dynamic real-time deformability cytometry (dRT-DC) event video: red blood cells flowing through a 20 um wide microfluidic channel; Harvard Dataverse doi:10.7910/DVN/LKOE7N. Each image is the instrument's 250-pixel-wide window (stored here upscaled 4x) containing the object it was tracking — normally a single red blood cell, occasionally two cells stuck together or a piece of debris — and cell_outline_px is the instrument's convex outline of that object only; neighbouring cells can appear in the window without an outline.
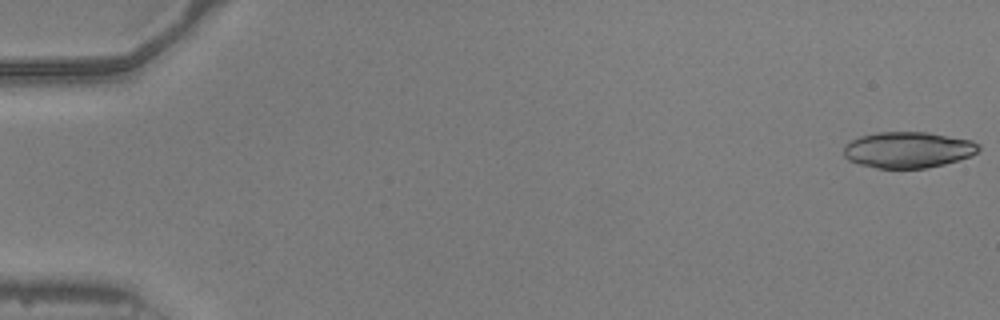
{"species": "common noctule bat (a hibernating species)", "species_latin": "Nyctalus noctula", "temperature_condition": "warm", "stored_images_in_passage": 16, "camera_frame_rate_fps": 3000, "um_per_image_px": 0.085, "animal": {"sex": "male", "body_mass_g": 20.5, "forearm_length_mm": 52.5}, "frame": {"image": 1, "passage_image": 1, "time_ms": 0.0, "image_size_px": [1000, 320], "cell_outline_px": [[980, 148], [972, 156], [944, 164], [924, 168], [876, 168], [860, 164], [848, 160], [844, 156], [844, 144], [860, 136], [876, 132], [928, 132], [972, 140], [980, 144]], "centroid_in_image_um": [77.19, 12.73], "position_along_channel_um": 7.8, "area_um2": 28.5}}
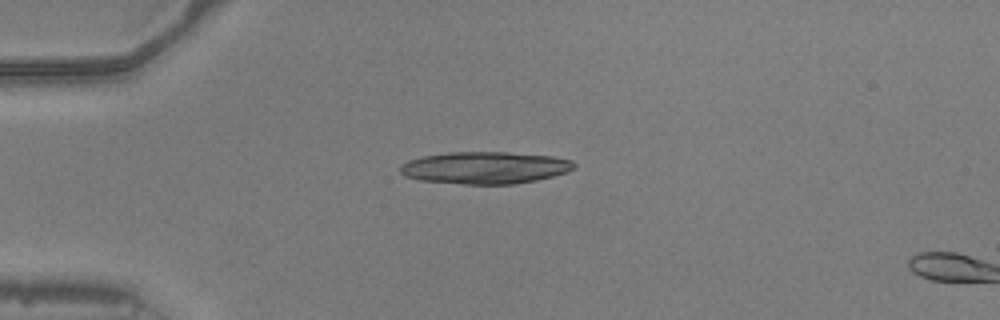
{"frame": {"image": 2, "passage_image": 14, "time_ms": 4.333, "image_size_px": [1000, 320], "cell_outline_px": [[576, 164], [568, 172], [536, 180], [516, 184], [464, 184], [420, 180], [404, 176], [400, 172], [400, 168], [408, 160], [424, 156], [448, 152], [504, 152], [552, 156], [572, 160]], "centroid_in_image_um": [41.23, 14.26], "position_along_channel_um": 43.8, "area_um2": 32.43}}